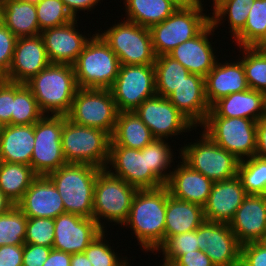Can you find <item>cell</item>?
I'll list each match as a JSON object with an SVG mask.
<instances>
[{
	"label": "cell",
	"mask_w": 266,
	"mask_h": 266,
	"mask_svg": "<svg viewBox=\"0 0 266 266\" xmlns=\"http://www.w3.org/2000/svg\"><path fill=\"white\" fill-rule=\"evenodd\" d=\"M169 195L165 185L156 189H138L133 197L128 219L123 224L129 225L139 245L152 253L164 242Z\"/></svg>",
	"instance_id": "cell-1"
},
{
	"label": "cell",
	"mask_w": 266,
	"mask_h": 266,
	"mask_svg": "<svg viewBox=\"0 0 266 266\" xmlns=\"http://www.w3.org/2000/svg\"><path fill=\"white\" fill-rule=\"evenodd\" d=\"M25 85L44 114L67 115L79 89L73 65L50 63Z\"/></svg>",
	"instance_id": "cell-2"
},
{
	"label": "cell",
	"mask_w": 266,
	"mask_h": 266,
	"mask_svg": "<svg viewBox=\"0 0 266 266\" xmlns=\"http://www.w3.org/2000/svg\"><path fill=\"white\" fill-rule=\"evenodd\" d=\"M101 170L89 164L67 163L47 175L61 195L66 213L93 218L95 180Z\"/></svg>",
	"instance_id": "cell-3"
},
{
	"label": "cell",
	"mask_w": 266,
	"mask_h": 266,
	"mask_svg": "<svg viewBox=\"0 0 266 266\" xmlns=\"http://www.w3.org/2000/svg\"><path fill=\"white\" fill-rule=\"evenodd\" d=\"M202 0H190L178 7L163 22L149 28L156 56L168 54L178 45L197 36L209 23Z\"/></svg>",
	"instance_id": "cell-4"
},
{
	"label": "cell",
	"mask_w": 266,
	"mask_h": 266,
	"mask_svg": "<svg viewBox=\"0 0 266 266\" xmlns=\"http://www.w3.org/2000/svg\"><path fill=\"white\" fill-rule=\"evenodd\" d=\"M77 85L84 89H110L118 76L120 62L102 37L90 36L73 64Z\"/></svg>",
	"instance_id": "cell-5"
},
{
	"label": "cell",
	"mask_w": 266,
	"mask_h": 266,
	"mask_svg": "<svg viewBox=\"0 0 266 266\" xmlns=\"http://www.w3.org/2000/svg\"><path fill=\"white\" fill-rule=\"evenodd\" d=\"M62 151L67 163L108 166L111 136L98 128L70 121L63 115Z\"/></svg>",
	"instance_id": "cell-6"
},
{
	"label": "cell",
	"mask_w": 266,
	"mask_h": 266,
	"mask_svg": "<svg viewBox=\"0 0 266 266\" xmlns=\"http://www.w3.org/2000/svg\"><path fill=\"white\" fill-rule=\"evenodd\" d=\"M138 189L102 169L95 180L93 219L105 230L101 218L121 226L127 221L133 197ZM104 217V218H103Z\"/></svg>",
	"instance_id": "cell-7"
},
{
	"label": "cell",
	"mask_w": 266,
	"mask_h": 266,
	"mask_svg": "<svg viewBox=\"0 0 266 266\" xmlns=\"http://www.w3.org/2000/svg\"><path fill=\"white\" fill-rule=\"evenodd\" d=\"M201 136V140L180 149L182 161L213 182L236 177L240 160L217 145L205 132Z\"/></svg>",
	"instance_id": "cell-8"
},
{
	"label": "cell",
	"mask_w": 266,
	"mask_h": 266,
	"mask_svg": "<svg viewBox=\"0 0 266 266\" xmlns=\"http://www.w3.org/2000/svg\"><path fill=\"white\" fill-rule=\"evenodd\" d=\"M113 25L98 34L117 55L120 65H154L157 56L149 28L127 20Z\"/></svg>",
	"instance_id": "cell-9"
},
{
	"label": "cell",
	"mask_w": 266,
	"mask_h": 266,
	"mask_svg": "<svg viewBox=\"0 0 266 266\" xmlns=\"http://www.w3.org/2000/svg\"><path fill=\"white\" fill-rule=\"evenodd\" d=\"M118 113L110 89L79 88L66 117L76 124L98 128L112 136Z\"/></svg>",
	"instance_id": "cell-10"
},
{
	"label": "cell",
	"mask_w": 266,
	"mask_h": 266,
	"mask_svg": "<svg viewBox=\"0 0 266 266\" xmlns=\"http://www.w3.org/2000/svg\"><path fill=\"white\" fill-rule=\"evenodd\" d=\"M202 126L205 134L240 161L254 156L256 121L239 117H207Z\"/></svg>",
	"instance_id": "cell-11"
},
{
	"label": "cell",
	"mask_w": 266,
	"mask_h": 266,
	"mask_svg": "<svg viewBox=\"0 0 266 266\" xmlns=\"http://www.w3.org/2000/svg\"><path fill=\"white\" fill-rule=\"evenodd\" d=\"M63 115H44L34 123V149L30 166L47 176L67 164L62 151Z\"/></svg>",
	"instance_id": "cell-12"
},
{
	"label": "cell",
	"mask_w": 266,
	"mask_h": 266,
	"mask_svg": "<svg viewBox=\"0 0 266 266\" xmlns=\"http://www.w3.org/2000/svg\"><path fill=\"white\" fill-rule=\"evenodd\" d=\"M110 91L119 112L134 111L145 99L156 95L154 65H120Z\"/></svg>",
	"instance_id": "cell-13"
},
{
	"label": "cell",
	"mask_w": 266,
	"mask_h": 266,
	"mask_svg": "<svg viewBox=\"0 0 266 266\" xmlns=\"http://www.w3.org/2000/svg\"><path fill=\"white\" fill-rule=\"evenodd\" d=\"M155 139H168L195 127L166 97L145 99L135 110ZM189 128V129H188Z\"/></svg>",
	"instance_id": "cell-14"
},
{
	"label": "cell",
	"mask_w": 266,
	"mask_h": 266,
	"mask_svg": "<svg viewBox=\"0 0 266 266\" xmlns=\"http://www.w3.org/2000/svg\"><path fill=\"white\" fill-rule=\"evenodd\" d=\"M199 250H203L215 266H239L241 244L230 225L204 221L197 228Z\"/></svg>",
	"instance_id": "cell-15"
},
{
	"label": "cell",
	"mask_w": 266,
	"mask_h": 266,
	"mask_svg": "<svg viewBox=\"0 0 266 266\" xmlns=\"http://www.w3.org/2000/svg\"><path fill=\"white\" fill-rule=\"evenodd\" d=\"M108 164L115 172L106 169L114 176L123 179L137 189H156L164 184L148 169L147 152L124 146H110ZM112 171V172H111Z\"/></svg>",
	"instance_id": "cell-16"
},
{
	"label": "cell",
	"mask_w": 266,
	"mask_h": 266,
	"mask_svg": "<svg viewBox=\"0 0 266 266\" xmlns=\"http://www.w3.org/2000/svg\"><path fill=\"white\" fill-rule=\"evenodd\" d=\"M103 230L93 218L64 213L54 219L52 248L69 254L84 252Z\"/></svg>",
	"instance_id": "cell-17"
},
{
	"label": "cell",
	"mask_w": 266,
	"mask_h": 266,
	"mask_svg": "<svg viewBox=\"0 0 266 266\" xmlns=\"http://www.w3.org/2000/svg\"><path fill=\"white\" fill-rule=\"evenodd\" d=\"M49 64L41 35L19 37L5 80L25 84Z\"/></svg>",
	"instance_id": "cell-18"
},
{
	"label": "cell",
	"mask_w": 266,
	"mask_h": 266,
	"mask_svg": "<svg viewBox=\"0 0 266 266\" xmlns=\"http://www.w3.org/2000/svg\"><path fill=\"white\" fill-rule=\"evenodd\" d=\"M16 206L27 218L46 217L55 219L64 214L61 195L48 176L38 175Z\"/></svg>",
	"instance_id": "cell-19"
},
{
	"label": "cell",
	"mask_w": 266,
	"mask_h": 266,
	"mask_svg": "<svg viewBox=\"0 0 266 266\" xmlns=\"http://www.w3.org/2000/svg\"><path fill=\"white\" fill-rule=\"evenodd\" d=\"M77 20L61 26L47 28L40 35L44 41L50 63L73 65L90 39L75 29ZM77 30V31H76Z\"/></svg>",
	"instance_id": "cell-20"
},
{
	"label": "cell",
	"mask_w": 266,
	"mask_h": 266,
	"mask_svg": "<svg viewBox=\"0 0 266 266\" xmlns=\"http://www.w3.org/2000/svg\"><path fill=\"white\" fill-rule=\"evenodd\" d=\"M241 245L266 236V195H247L229 223Z\"/></svg>",
	"instance_id": "cell-21"
},
{
	"label": "cell",
	"mask_w": 266,
	"mask_h": 266,
	"mask_svg": "<svg viewBox=\"0 0 266 266\" xmlns=\"http://www.w3.org/2000/svg\"><path fill=\"white\" fill-rule=\"evenodd\" d=\"M246 196L238 176L214 182L209 198L203 206L205 221L229 224Z\"/></svg>",
	"instance_id": "cell-22"
},
{
	"label": "cell",
	"mask_w": 266,
	"mask_h": 266,
	"mask_svg": "<svg viewBox=\"0 0 266 266\" xmlns=\"http://www.w3.org/2000/svg\"><path fill=\"white\" fill-rule=\"evenodd\" d=\"M216 30L209 23L197 36L171 50L168 55L180 62L191 74L205 77L217 62L208 35Z\"/></svg>",
	"instance_id": "cell-23"
},
{
	"label": "cell",
	"mask_w": 266,
	"mask_h": 266,
	"mask_svg": "<svg viewBox=\"0 0 266 266\" xmlns=\"http://www.w3.org/2000/svg\"><path fill=\"white\" fill-rule=\"evenodd\" d=\"M167 98L195 128L205 122L211 108L206 99L205 79L197 74L190 73Z\"/></svg>",
	"instance_id": "cell-24"
},
{
	"label": "cell",
	"mask_w": 266,
	"mask_h": 266,
	"mask_svg": "<svg viewBox=\"0 0 266 266\" xmlns=\"http://www.w3.org/2000/svg\"><path fill=\"white\" fill-rule=\"evenodd\" d=\"M204 77L206 99L210 107L219 99L232 93L246 91L249 89L243 63H218Z\"/></svg>",
	"instance_id": "cell-25"
},
{
	"label": "cell",
	"mask_w": 266,
	"mask_h": 266,
	"mask_svg": "<svg viewBox=\"0 0 266 266\" xmlns=\"http://www.w3.org/2000/svg\"><path fill=\"white\" fill-rule=\"evenodd\" d=\"M171 171L165 184L170 195L176 199L204 206L214 184L209 178L191 169L183 161Z\"/></svg>",
	"instance_id": "cell-26"
},
{
	"label": "cell",
	"mask_w": 266,
	"mask_h": 266,
	"mask_svg": "<svg viewBox=\"0 0 266 266\" xmlns=\"http://www.w3.org/2000/svg\"><path fill=\"white\" fill-rule=\"evenodd\" d=\"M265 114L264 94L249 88L216 101L211 106L207 117H239L257 122Z\"/></svg>",
	"instance_id": "cell-27"
},
{
	"label": "cell",
	"mask_w": 266,
	"mask_h": 266,
	"mask_svg": "<svg viewBox=\"0 0 266 266\" xmlns=\"http://www.w3.org/2000/svg\"><path fill=\"white\" fill-rule=\"evenodd\" d=\"M34 142V124L4 125L0 135V161L30 166Z\"/></svg>",
	"instance_id": "cell-28"
},
{
	"label": "cell",
	"mask_w": 266,
	"mask_h": 266,
	"mask_svg": "<svg viewBox=\"0 0 266 266\" xmlns=\"http://www.w3.org/2000/svg\"><path fill=\"white\" fill-rule=\"evenodd\" d=\"M204 221L203 206L169 195L167 197L164 241L170 236L194 231Z\"/></svg>",
	"instance_id": "cell-29"
},
{
	"label": "cell",
	"mask_w": 266,
	"mask_h": 266,
	"mask_svg": "<svg viewBox=\"0 0 266 266\" xmlns=\"http://www.w3.org/2000/svg\"><path fill=\"white\" fill-rule=\"evenodd\" d=\"M190 0H124L127 21L150 28L163 22Z\"/></svg>",
	"instance_id": "cell-30"
},
{
	"label": "cell",
	"mask_w": 266,
	"mask_h": 266,
	"mask_svg": "<svg viewBox=\"0 0 266 266\" xmlns=\"http://www.w3.org/2000/svg\"><path fill=\"white\" fill-rule=\"evenodd\" d=\"M154 139L150 129L134 111L119 112L110 146L143 149Z\"/></svg>",
	"instance_id": "cell-31"
},
{
	"label": "cell",
	"mask_w": 266,
	"mask_h": 266,
	"mask_svg": "<svg viewBox=\"0 0 266 266\" xmlns=\"http://www.w3.org/2000/svg\"><path fill=\"white\" fill-rule=\"evenodd\" d=\"M1 9L3 24L17 38L40 35L35 2H6Z\"/></svg>",
	"instance_id": "cell-32"
},
{
	"label": "cell",
	"mask_w": 266,
	"mask_h": 266,
	"mask_svg": "<svg viewBox=\"0 0 266 266\" xmlns=\"http://www.w3.org/2000/svg\"><path fill=\"white\" fill-rule=\"evenodd\" d=\"M38 175L31 166L0 162V190L16 205Z\"/></svg>",
	"instance_id": "cell-33"
},
{
	"label": "cell",
	"mask_w": 266,
	"mask_h": 266,
	"mask_svg": "<svg viewBox=\"0 0 266 266\" xmlns=\"http://www.w3.org/2000/svg\"><path fill=\"white\" fill-rule=\"evenodd\" d=\"M156 95L168 97L190 74L177 60L168 54L159 55L154 62Z\"/></svg>",
	"instance_id": "cell-34"
},
{
	"label": "cell",
	"mask_w": 266,
	"mask_h": 266,
	"mask_svg": "<svg viewBox=\"0 0 266 266\" xmlns=\"http://www.w3.org/2000/svg\"><path fill=\"white\" fill-rule=\"evenodd\" d=\"M255 0H213V16L210 23L217 28L225 16L228 18L233 37L245 26L249 11ZM222 19V20H221Z\"/></svg>",
	"instance_id": "cell-35"
},
{
	"label": "cell",
	"mask_w": 266,
	"mask_h": 266,
	"mask_svg": "<svg viewBox=\"0 0 266 266\" xmlns=\"http://www.w3.org/2000/svg\"><path fill=\"white\" fill-rule=\"evenodd\" d=\"M239 48L256 47L266 37V0H255L245 26L234 36Z\"/></svg>",
	"instance_id": "cell-36"
},
{
	"label": "cell",
	"mask_w": 266,
	"mask_h": 266,
	"mask_svg": "<svg viewBox=\"0 0 266 266\" xmlns=\"http://www.w3.org/2000/svg\"><path fill=\"white\" fill-rule=\"evenodd\" d=\"M45 114L31 90L22 83L14 82L13 112L11 125H30L36 123Z\"/></svg>",
	"instance_id": "cell-37"
},
{
	"label": "cell",
	"mask_w": 266,
	"mask_h": 266,
	"mask_svg": "<svg viewBox=\"0 0 266 266\" xmlns=\"http://www.w3.org/2000/svg\"><path fill=\"white\" fill-rule=\"evenodd\" d=\"M245 160L240 161L237 176L246 194L266 195V159L253 156Z\"/></svg>",
	"instance_id": "cell-38"
},
{
	"label": "cell",
	"mask_w": 266,
	"mask_h": 266,
	"mask_svg": "<svg viewBox=\"0 0 266 266\" xmlns=\"http://www.w3.org/2000/svg\"><path fill=\"white\" fill-rule=\"evenodd\" d=\"M245 76L250 89L264 93L266 91V49L241 47Z\"/></svg>",
	"instance_id": "cell-39"
},
{
	"label": "cell",
	"mask_w": 266,
	"mask_h": 266,
	"mask_svg": "<svg viewBox=\"0 0 266 266\" xmlns=\"http://www.w3.org/2000/svg\"><path fill=\"white\" fill-rule=\"evenodd\" d=\"M27 216L14 205L8 212L0 215V246L24 245Z\"/></svg>",
	"instance_id": "cell-40"
},
{
	"label": "cell",
	"mask_w": 266,
	"mask_h": 266,
	"mask_svg": "<svg viewBox=\"0 0 266 266\" xmlns=\"http://www.w3.org/2000/svg\"><path fill=\"white\" fill-rule=\"evenodd\" d=\"M171 146L164 139H154L150 144L145 146L142 152H147L148 169L165 185L169 178L168 169L173 162V152ZM172 158V159H171Z\"/></svg>",
	"instance_id": "cell-41"
},
{
	"label": "cell",
	"mask_w": 266,
	"mask_h": 266,
	"mask_svg": "<svg viewBox=\"0 0 266 266\" xmlns=\"http://www.w3.org/2000/svg\"><path fill=\"white\" fill-rule=\"evenodd\" d=\"M35 5L41 31L70 23L75 19L62 0H38Z\"/></svg>",
	"instance_id": "cell-42"
},
{
	"label": "cell",
	"mask_w": 266,
	"mask_h": 266,
	"mask_svg": "<svg viewBox=\"0 0 266 266\" xmlns=\"http://www.w3.org/2000/svg\"><path fill=\"white\" fill-rule=\"evenodd\" d=\"M104 237L105 230L97 235L84 251L92 266H129L127 257L125 260L120 259L109 243H105Z\"/></svg>",
	"instance_id": "cell-43"
},
{
	"label": "cell",
	"mask_w": 266,
	"mask_h": 266,
	"mask_svg": "<svg viewBox=\"0 0 266 266\" xmlns=\"http://www.w3.org/2000/svg\"><path fill=\"white\" fill-rule=\"evenodd\" d=\"M162 251L163 260L174 262L180 255L199 250L197 229L168 237L156 250Z\"/></svg>",
	"instance_id": "cell-44"
},
{
	"label": "cell",
	"mask_w": 266,
	"mask_h": 266,
	"mask_svg": "<svg viewBox=\"0 0 266 266\" xmlns=\"http://www.w3.org/2000/svg\"><path fill=\"white\" fill-rule=\"evenodd\" d=\"M24 243L52 248L54 219L46 217L28 218Z\"/></svg>",
	"instance_id": "cell-45"
},
{
	"label": "cell",
	"mask_w": 266,
	"mask_h": 266,
	"mask_svg": "<svg viewBox=\"0 0 266 266\" xmlns=\"http://www.w3.org/2000/svg\"><path fill=\"white\" fill-rule=\"evenodd\" d=\"M17 37L4 25H0V79H6Z\"/></svg>",
	"instance_id": "cell-46"
},
{
	"label": "cell",
	"mask_w": 266,
	"mask_h": 266,
	"mask_svg": "<svg viewBox=\"0 0 266 266\" xmlns=\"http://www.w3.org/2000/svg\"><path fill=\"white\" fill-rule=\"evenodd\" d=\"M241 266H266V244L262 241L241 245Z\"/></svg>",
	"instance_id": "cell-47"
},
{
	"label": "cell",
	"mask_w": 266,
	"mask_h": 266,
	"mask_svg": "<svg viewBox=\"0 0 266 266\" xmlns=\"http://www.w3.org/2000/svg\"><path fill=\"white\" fill-rule=\"evenodd\" d=\"M13 100L14 82L0 79V121L4 125H11Z\"/></svg>",
	"instance_id": "cell-48"
},
{
	"label": "cell",
	"mask_w": 266,
	"mask_h": 266,
	"mask_svg": "<svg viewBox=\"0 0 266 266\" xmlns=\"http://www.w3.org/2000/svg\"><path fill=\"white\" fill-rule=\"evenodd\" d=\"M51 249V247L25 243L23 245L22 266H43Z\"/></svg>",
	"instance_id": "cell-49"
},
{
	"label": "cell",
	"mask_w": 266,
	"mask_h": 266,
	"mask_svg": "<svg viewBox=\"0 0 266 266\" xmlns=\"http://www.w3.org/2000/svg\"><path fill=\"white\" fill-rule=\"evenodd\" d=\"M23 245L0 246V266H22Z\"/></svg>",
	"instance_id": "cell-50"
},
{
	"label": "cell",
	"mask_w": 266,
	"mask_h": 266,
	"mask_svg": "<svg viewBox=\"0 0 266 266\" xmlns=\"http://www.w3.org/2000/svg\"><path fill=\"white\" fill-rule=\"evenodd\" d=\"M174 263L177 266H215L203 250L182 254Z\"/></svg>",
	"instance_id": "cell-51"
},
{
	"label": "cell",
	"mask_w": 266,
	"mask_h": 266,
	"mask_svg": "<svg viewBox=\"0 0 266 266\" xmlns=\"http://www.w3.org/2000/svg\"><path fill=\"white\" fill-rule=\"evenodd\" d=\"M254 156L266 159V114L257 121Z\"/></svg>",
	"instance_id": "cell-52"
},
{
	"label": "cell",
	"mask_w": 266,
	"mask_h": 266,
	"mask_svg": "<svg viewBox=\"0 0 266 266\" xmlns=\"http://www.w3.org/2000/svg\"><path fill=\"white\" fill-rule=\"evenodd\" d=\"M62 1L65 4L68 11L71 13V15L75 19H77L76 16L78 11L82 10L91 11V8H93L95 5H98L97 3L100 0H62Z\"/></svg>",
	"instance_id": "cell-53"
},
{
	"label": "cell",
	"mask_w": 266,
	"mask_h": 266,
	"mask_svg": "<svg viewBox=\"0 0 266 266\" xmlns=\"http://www.w3.org/2000/svg\"><path fill=\"white\" fill-rule=\"evenodd\" d=\"M70 261L71 254L52 248L43 266H70Z\"/></svg>",
	"instance_id": "cell-54"
},
{
	"label": "cell",
	"mask_w": 266,
	"mask_h": 266,
	"mask_svg": "<svg viewBox=\"0 0 266 266\" xmlns=\"http://www.w3.org/2000/svg\"><path fill=\"white\" fill-rule=\"evenodd\" d=\"M70 266H92L84 252L71 254Z\"/></svg>",
	"instance_id": "cell-55"
},
{
	"label": "cell",
	"mask_w": 266,
	"mask_h": 266,
	"mask_svg": "<svg viewBox=\"0 0 266 266\" xmlns=\"http://www.w3.org/2000/svg\"><path fill=\"white\" fill-rule=\"evenodd\" d=\"M15 204L0 190V215L8 212Z\"/></svg>",
	"instance_id": "cell-56"
},
{
	"label": "cell",
	"mask_w": 266,
	"mask_h": 266,
	"mask_svg": "<svg viewBox=\"0 0 266 266\" xmlns=\"http://www.w3.org/2000/svg\"><path fill=\"white\" fill-rule=\"evenodd\" d=\"M38 0H0V5L5 4L6 2H37Z\"/></svg>",
	"instance_id": "cell-57"
},
{
	"label": "cell",
	"mask_w": 266,
	"mask_h": 266,
	"mask_svg": "<svg viewBox=\"0 0 266 266\" xmlns=\"http://www.w3.org/2000/svg\"><path fill=\"white\" fill-rule=\"evenodd\" d=\"M256 47L266 49V37Z\"/></svg>",
	"instance_id": "cell-58"
},
{
	"label": "cell",
	"mask_w": 266,
	"mask_h": 266,
	"mask_svg": "<svg viewBox=\"0 0 266 266\" xmlns=\"http://www.w3.org/2000/svg\"><path fill=\"white\" fill-rule=\"evenodd\" d=\"M164 264H162L161 266H177L174 262H170L167 260H164L163 262Z\"/></svg>",
	"instance_id": "cell-59"
},
{
	"label": "cell",
	"mask_w": 266,
	"mask_h": 266,
	"mask_svg": "<svg viewBox=\"0 0 266 266\" xmlns=\"http://www.w3.org/2000/svg\"><path fill=\"white\" fill-rule=\"evenodd\" d=\"M3 22H2V9H1V5H0V25H2Z\"/></svg>",
	"instance_id": "cell-60"
},
{
	"label": "cell",
	"mask_w": 266,
	"mask_h": 266,
	"mask_svg": "<svg viewBox=\"0 0 266 266\" xmlns=\"http://www.w3.org/2000/svg\"><path fill=\"white\" fill-rule=\"evenodd\" d=\"M3 128H4V124L0 121V135H1L2 131H3Z\"/></svg>",
	"instance_id": "cell-61"
},
{
	"label": "cell",
	"mask_w": 266,
	"mask_h": 266,
	"mask_svg": "<svg viewBox=\"0 0 266 266\" xmlns=\"http://www.w3.org/2000/svg\"><path fill=\"white\" fill-rule=\"evenodd\" d=\"M263 94H264V105H265V112H266V91Z\"/></svg>",
	"instance_id": "cell-62"
},
{
	"label": "cell",
	"mask_w": 266,
	"mask_h": 266,
	"mask_svg": "<svg viewBox=\"0 0 266 266\" xmlns=\"http://www.w3.org/2000/svg\"><path fill=\"white\" fill-rule=\"evenodd\" d=\"M262 242L266 244V236H265V238L263 239V241H262Z\"/></svg>",
	"instance_id": "cell-63"
}]
</instances>
